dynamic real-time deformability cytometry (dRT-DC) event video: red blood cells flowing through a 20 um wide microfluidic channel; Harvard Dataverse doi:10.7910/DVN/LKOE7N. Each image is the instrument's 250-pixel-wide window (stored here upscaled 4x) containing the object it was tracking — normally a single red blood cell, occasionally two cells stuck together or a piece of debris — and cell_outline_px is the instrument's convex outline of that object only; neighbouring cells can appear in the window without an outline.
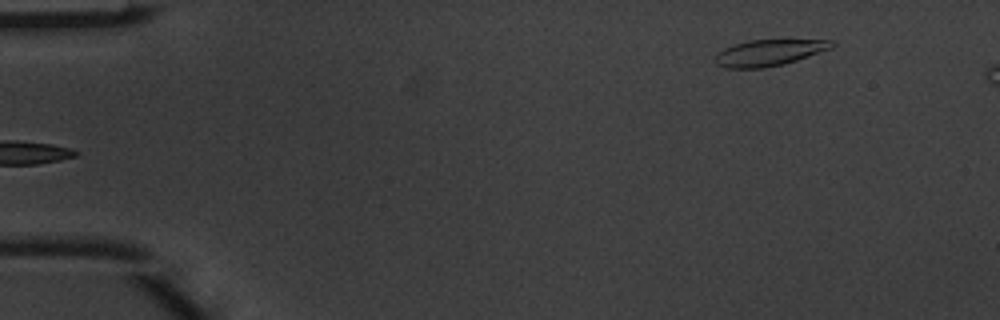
{"species": "common noctule bat (a hibernating species)", "species_latin": "Nyctalus noctula", "temperature_condition": "warm", "stored_images_in_passage": 5, "camera_frame_rate_fps": 3000, "um_per_image_px": 0.085, "animal": {"sex": "male", "body_mass_g": 20.1, "forearm_length_mm": 53.5}, "frame": {"image": 1, "passage_image": 5, "time_ms": 1.333, "image_size_px": [1000, 320], "cell_outline_px": [[836, 44], [832, 48], [784, 64], [764, 68], [724, 68], [716, 64], [716, 52], [724, 48], [748, 40], [836, 40]], "centroid_in_image_um": [65.37, 4.48], "position_along_channel_um": 19.6, "area_um2": 17.8}}